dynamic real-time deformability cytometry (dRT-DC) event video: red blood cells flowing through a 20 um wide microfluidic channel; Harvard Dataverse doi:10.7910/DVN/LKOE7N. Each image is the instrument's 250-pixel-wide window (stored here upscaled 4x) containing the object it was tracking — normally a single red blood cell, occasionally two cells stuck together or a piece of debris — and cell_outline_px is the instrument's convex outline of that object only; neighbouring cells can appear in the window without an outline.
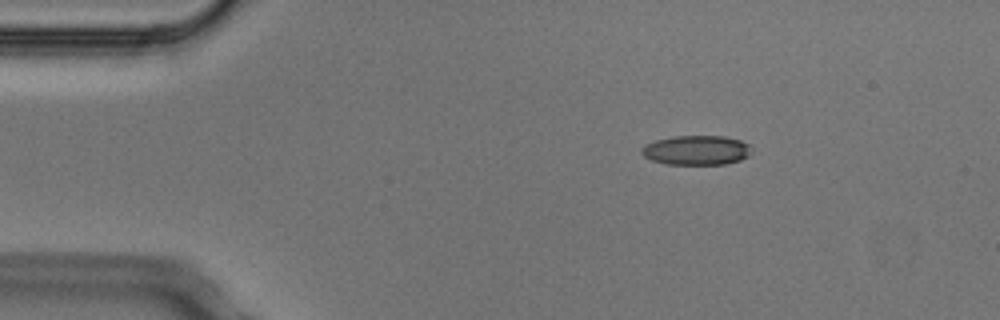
{"species": "Egyptian fruit bat (a non-hibernating species)", "species_latin": "Rousettus aegyptiacus", "temperature_condition": "cold", "stored_images_in_passage": 5, "segment_of_instrument_passage": [1, 2], "camera_frame_rate_fps": 3000, "um_per_image_px": 0.085, "animal": {"sex": "male"}, "frame": {"image": 1, "passage_image": 2, "time_ms": 0.333, "image_size_px": [1000, 320], "cell_outline_px": [[752, 144], [748, 156], [740, 160], [724, 164], [668, 164], [652, 160], [644, 156], [640, 152], [640, 148], [644, 144], [656, 140], [676, 136], [724, 136], [740, 140]], "centroid_in_image_um": [59.2, 12.76], "position_along_channel_um": 25.8, "area_um2": 18.96}}
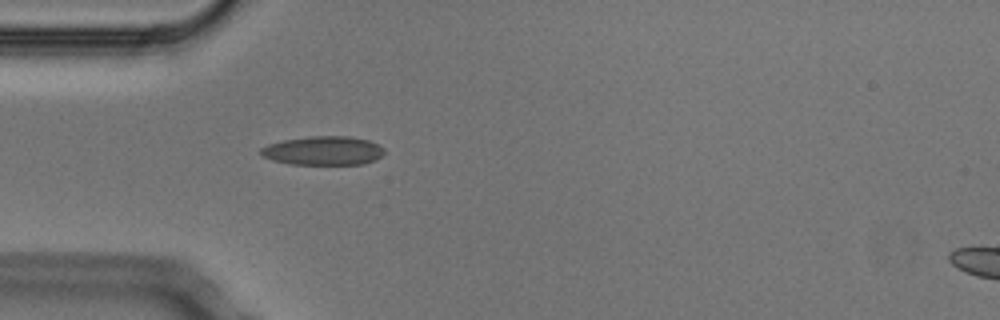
{"frame": {"image": 2, "passage_image": 4, "time_ms": 1.0, "image_size_px": [1000, 320], "cell_outline_px": [[384, 152], [376, 160], [364, 164], [292, 164], [272, 160], [264, 156], [260, 152], [260, 148], [268, 144], [284, 140], [308, 136], [348, 136], [368, 140], [384, 148]], "centroid_in_image_um": [27.48, 12.8], "position_along_channel_um": 57.5, "area_um2": 20.69}}